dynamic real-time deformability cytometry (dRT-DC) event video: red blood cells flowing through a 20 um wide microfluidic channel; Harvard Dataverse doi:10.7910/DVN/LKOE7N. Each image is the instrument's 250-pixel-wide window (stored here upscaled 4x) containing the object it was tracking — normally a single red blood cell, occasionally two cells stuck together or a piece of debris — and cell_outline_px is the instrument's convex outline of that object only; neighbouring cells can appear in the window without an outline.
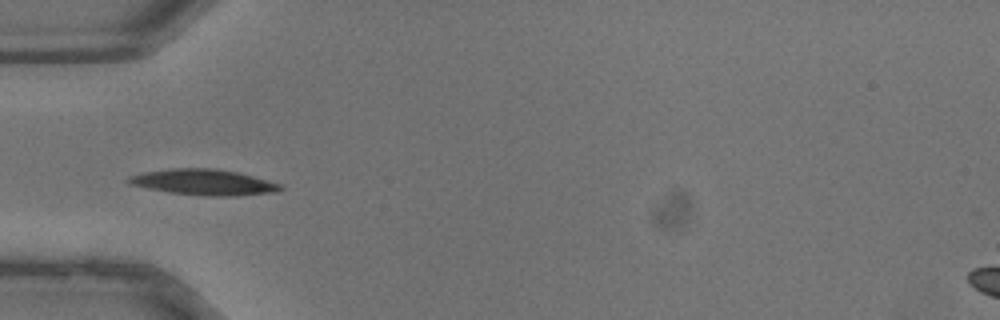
{"species": "common noctule bat (a hibernating species)", "species_latin": "Nyctalus noctula", "temperature_condition": "warm", "stored_images_in_passage": 6, "camera_frame_rate_fps": 3000, "um_per_image_px": 0.085, "animal": {"sex": "male", "body_mass_g": 13.3}, "frame": {"image": 1, "passage_image": 1, "time_ms": 0.0, "image_size_px": [1000, 320], "cell_outline_px": [[284, 188], [276, 192], [236, 196], [208, 196], [172, 192], [148, 188], [128, 184], [124, 180], [128, 176], [144, 172], [172, 168], [216, 168], [240, 172], [268, 180], [280, 184]], "centroid_in_image_um": [17.32, 15.48], "position_along_channel_um": 67.7, "area_um2": 22.95}}